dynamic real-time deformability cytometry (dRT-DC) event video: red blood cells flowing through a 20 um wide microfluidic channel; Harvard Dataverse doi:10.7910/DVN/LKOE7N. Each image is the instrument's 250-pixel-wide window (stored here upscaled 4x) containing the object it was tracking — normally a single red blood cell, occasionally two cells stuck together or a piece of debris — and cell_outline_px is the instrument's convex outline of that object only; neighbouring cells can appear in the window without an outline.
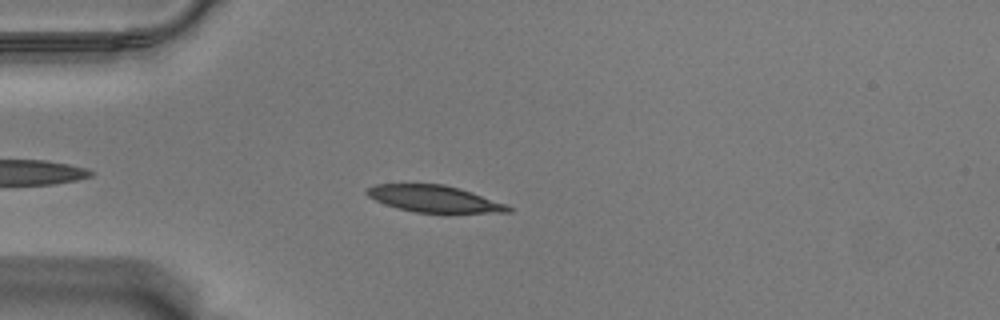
{"species": "Egyptian fruit bat (a non-hibernating species)", "species_latin": "Rousettus aegyptiacus", "temperature_condition": "warm", "stored_images_in_passage": 48, "camera_frame_rate_fps": 3000, "um_per_image_px": 0.085, "animal": {"sex": "male"}, "frame": {"image": 1, "passage_image": 6, "time_ms": 1.667, "image_size_px": [1000, 320], "cell_outline_px": [[512, 212], [444, 216], [416, 212], [396, 208], [376, 200], [368, 196], [364, 192], [368, 188], [376, 184], [444, 184], [460, 188], [508, 204], [512, 208]], "centroid_in_image_um": [37.04, 16.96], "position_along_channel_um": 48.0, "area_um2": 23.24}}
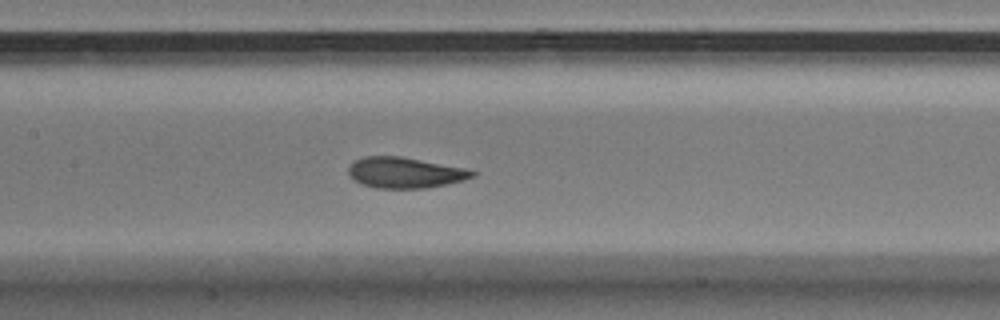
{"frame": {"image": 2, "passage_image": 18, "time_ms": 5.667, "image_size_px": [1000, 320], "cell_outline_px": [[476, 176], [464, 180], [428, 188], [376, 188], [360, 184], [348, 172], [348, 168], [356, 160], [364, 156], [400, 156], [464, 168], [476, 172]], "centroid_in_image_um": [34.43, 14.68], "position_along_channel_um": 173.0, "area_um2": 22.02}}
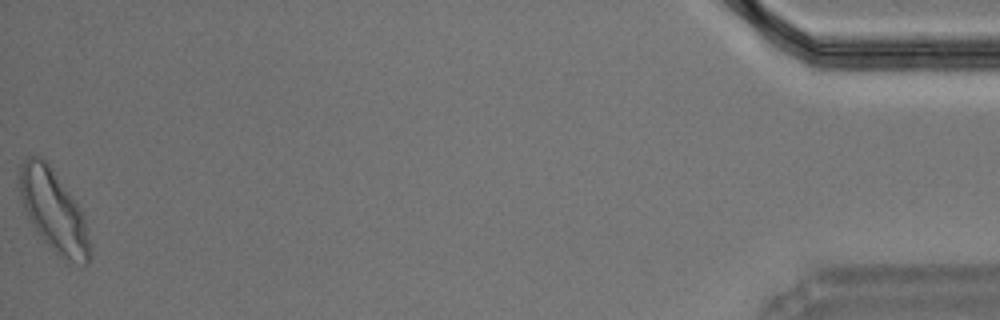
{"frame": {"image": 3, "passage_image": 48, "time_ms": 15.667, "image_size_px": [1000, 320], "cell_outline_px": [[92, 252], [88, 264], [68, 264], [36, 232], [24, 208], [20, 196], [20, 164], [28, 156], [40, 156], [48, 164], [80, 208], [84, 216]], "centroid_in_image_um": [4.58, 17.98], "position_along_channel_um": 430.6, "area_um2": 33.18}, "authors_computed_cell_mechanics": {"area_um2": 23.0911, "velocity_mm_per_s": 3.5124, "shape_relaxation_time_tau1_ms": 3.0318, "shape_relaxation_time_tau2_ms": 1.3611, "deformation_change_tau1": 0.1414, "deformation_change_tau2": 0.0745}}